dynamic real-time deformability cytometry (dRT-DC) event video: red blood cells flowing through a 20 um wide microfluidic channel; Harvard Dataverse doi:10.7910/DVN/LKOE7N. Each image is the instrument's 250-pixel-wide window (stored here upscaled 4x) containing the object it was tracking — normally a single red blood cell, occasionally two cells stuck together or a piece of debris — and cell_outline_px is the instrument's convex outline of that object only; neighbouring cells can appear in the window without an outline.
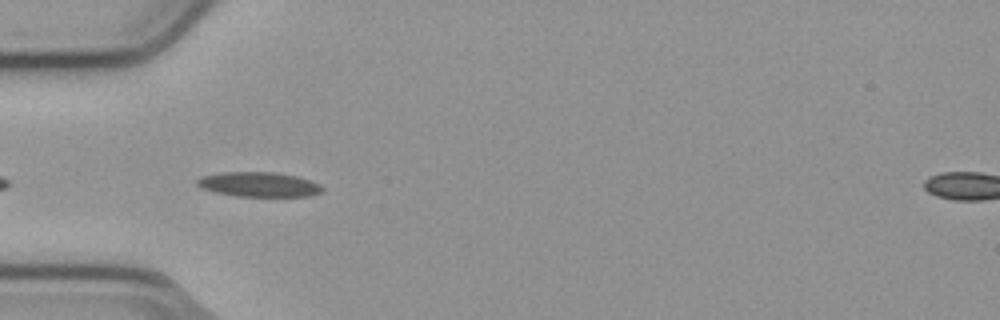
{"species": "common noctule bat (a hibernating species)", "species_latin": "Nyctalus noctula", "temperature_condition": "cold", "stored_images_in_passage": 40, "camera_frame_rate_fps": 3000, "um_per_image_px": 0.085, "animal": {"sex": "male", "body_mass_g": 23.1, "forearm_length_mm": 52.7}, "frame": {"image": 1, "passage_image": 3, "time_ms": 0.667, "image_size_px": [1000, 320], "cell_outline_px": [[324, 188], [320, 192], [308, 196], [236, 196], [216, 192], [200, 188], [196, 184], [196, 180], [200, 176], [220, 172], [276, 172], [296, 176], [320, 184]], "centroid_in_image_um": [21.95, 15.67], "position_along_channel_um": 63.1, "area_um2": 18.03}}
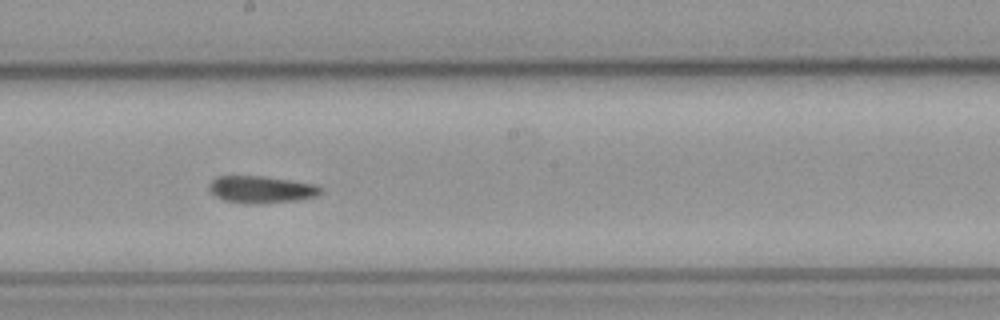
{"frame": {"image": 2, "passage_image": 16, "time_ms": 5.0, "image_size_px": [1000, 320], "cell_outline_px": [[324, 192], [316, 196], [300, 200], [256, 204], [240, 204], [224, 200], [216, 196], [208, 188], [208, 184], [212, 180], [220, 176], [260, 176], [288, 180], [312, 184], [324, 188]], "centroid_in_image_um": [22.21, 16.12], "position_along_channel_um": 226.0, "area_um2": 17.69}}
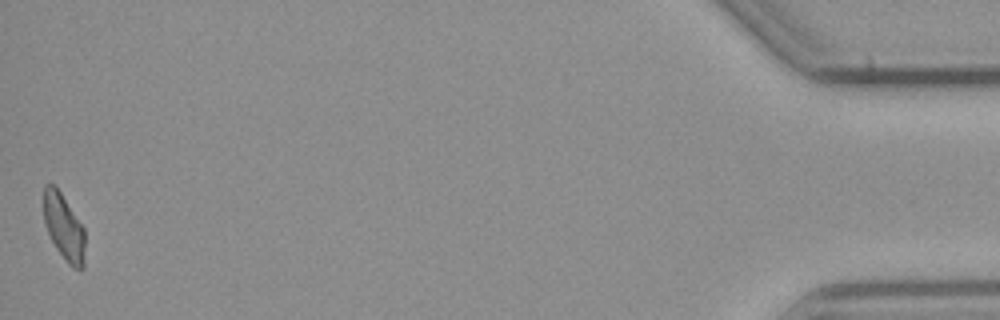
{"frame": {"image": 3, "passage_image": 40, "time_ms": 13.0, "image_size_px": [1000, 320], "cell_outline_px": [[84, 268], [72, 268], [68, 264], [56, 248], [44, 224], [44, 184], [52, 184], [60, 192], [84, 228]], "centroid_in_image_um": [5.42, 19.33], "position_along_channel_um": 429.8, "area_um2": 15.66}, "authors_computed_cell_mechanics": {"area_um2": 17.3111, "velocity_mm_per_s": 3.7821, "shape_relaxation_time_tau1_ms": null, "shape_relaxation_time_tau2_ms": 6.3858, "deformation_change_tau1": null, "deformation_change_tau2": 0.1508}}